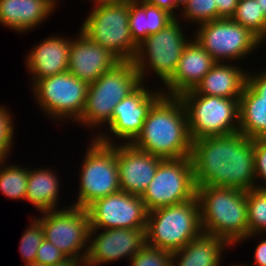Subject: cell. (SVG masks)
Segmentation results:
<instances>
[{"instance_id": "cell-43", "label": "cell", "mask_w": 266, "mask_h": 266, "mask_svg": "<svg viewBox=\"0 0 266 266\" xmlns=\"http://www.w3.org/2000/svg\"><path fill=\"white\" fill-rule=\"evenodd\" d=\"M258 4L260 8L264 11V15L266 18V0H258Z\"/></svg>"}, {"instance_id": "cell-42", "label": "cell", "mask_w": 266, "mask_h": 266, "mask_svg": "<svg viewBox=\"0 0 266 266\" xmlns=\"http://www.w3.org/2000/svg\"><path fill=\"white\" fill-rule=\"evenodd\" d=\"M190 0H176V9H180V12L186 7Z\"/></svg>"}, {"instance_id": "cell-28", "label": "cell", "mask_w": 266, "mask_h": 266, "mask_svg": "<svg viewBox=\"0 0 266 266\" xmlns=\"http://www.w3.org/2000/svg\"><path fill=\"white\" fill-rule=\"evenodd\" d=\"M246 195L248 236L241 242L255 236L265 235L266 232V189L253 188L246 191Z\"/></svg>"}, {"instance_id": "cell-21", "label": "cell", "mask_w": 266, "mask_h": 266, "mask_svg": "<svg viewBox=\"0 0 266 266\" xmlns=\"http://www.w3.org/2000/svg\"><path fill=\"white\" fill-rule=\"evenodd\" d=\"M56 2L57 0H0V24L17 33L33 31L54 12L58 6Z\"/></svg>"}, {"instance_id": "cell-22", "label": "cell", "mask_w": 266, "mask_h": 266, "mask_svg": "<svg viewBox=\"0 0 266 266\" xmlns=\"http://www.w3.org/2000/svg\"><path fill=\"white\" fill-rule=\"evenodd\" d=\"M230 62H216L194 91L203 96L240 99L247 82V70Z\"/></svg>"}, {"instance_id": "cell-1", "label": "cell", "mask_w": 266, "mask_h": 266, "mask_svg": "<svg viewBox=\"0 0 266 266\" xmlns=\"http://www.w3.org/2000/svg\"><path fill=\"white\" fill-rule=\"evenodd\" d=\"M189 157L196 187L256 188L253 139L240 132L196 139Z\"/></svg>"}, {"instance_id": "cell-37", "label": "cell", "mask_w": 266, "mask_h": 266, "mask_svg": "<svg viewBox=\"0 0 266 266\" xmlns=\"http://www.w3.org/2000/svg\"><path fill=\"white\" fill-rule=\"evenodd\" d=\"M247 83L266 101V69L249 73L247 71Z\"/></svg>"}, {"instance_id": "cell-44", "label": "cell", "mask_w": 266, "mask_h": 266, "mask_svg": "<svg viewBox=\"0 0 266 266\" xmlns=\"http://www.w3.org/2000/svg\"><path fill=\"white\" fill-rule=\"evenodd\" d=\"M23 266H43V265L37 262H30V263H25Z\"/></svg>"}, {"instance_id": "cell-12", "label": "cell", "mask_w": 266, "mask_h": 266, "mask_svg": "<svg viewBox=\"0 0 266 266\" xmlns=\"http://www.w3.org/2000/svg\"><path fill=\"white\" fill-rule=\"evenodd\" d=\"M198 29V30H197ZM194 39L216 62H237L263 43L255 34L231 18H220L198 25ZM225 60V61H224Z\"/></svg>"}, {"instance_id": "cell-46", "label": "cell", "mask_w": 266, "mask_h": 266, "mask_svg": "<svg viewBox=\"0 0 266 266\" xmlns=\"http://www.w3.org/2000/svg\"><path fill=\"white\" fill-rule=\"evenodd\" d=\"M232 266H248V264H245V265H243V264H241V265H240V264L237 265V264H236V265H232Z\"/></svg>"}, {"instance_id": "cell-18", "label": "cell", "mask_w": 266, "mask_h": 266, "mask_svg": "<svg viewBox=\"0 0 266 266\" xmlns=\"http://www.w3.org/2000/svg\"><path fill=\"white\" fill-rule=\"evenodd\" d=\"M68 59V71L88 84L95 82L102 74L120 62L108 49L90 41L80 31L71 40Z\"/></svg>"}, {"instance_id": "cell-7", "label": "cell", "mask_w": 266, "mask_h": 266, "mask_svg": "<svg viewBox=\"0 0 266 266\" xmlns=\"http://www.w3.org/2000/svg\"><path fill=\"white\" fill-rule=\"evenodd\" d=\"M181 18H174L159 32L148 36L138 45L133 63L141 82L152 71L165 85L174 75L178 61L188 42L193 38L185 37ZM181 22V23H180ZM184 34V35H183Z\"/></svg>"}, {"instance_id": "cell-26", "label": "cell", "mask_w": 266, "mask_h": 266, "mask_svg": "<svg viewBox=\"0 0 266 266\" xmlns=\"http://www.w3.org/2000/svg\"><path fill=\"white\" fill-rule=\"evenodd\" d=\"M5 161L7 160H0V191L10 199L25 200L28 168H22L14 163L7 165Z\"/></svg>"}, {"instance_id": "cell-32", "label": "cell", "mask_w": 266, "mask_h": 266, "mask_svg": "<svg viewBox=\"0 0 266 266\" xmlns=\"http://www.w3.org/2000/svg\"><path fill=\"white\" fill-rule=\"evenodd\" d=\"M173 253L145 244L129 261V266H172Z\"/></svg>"}, {"instance_id": "cell-23", "label": "cell", "mask_w": 266, "mask_h": 266, "mask_svg": "<svg viewBox=\"0 0 266 266\" xmlns=\"http://www.w3.org/2000/svg\"><path fill=\"white\" fill-rule=\"evenodd\" d=\"M226 247L224 239L202 233L173 253L172 266H220Z\"/></svg>"}, {"instance_id": "cell-20", "label": "cell", "mask_w": 266, "mask_h": 266, "mask_svg": "<svg viewBox=\"0 0 266 266\" xmlns=\"http://www.w3.org/2000/svg\"><path fill=\"white\" fill-rule=\"evenodd\" d=\"M71 38L48 36L26 56V69L32 75L33 86L38 80L68 71Z\"/></svg>"}, {"instance_id": "cell-8", "label": "cell", "mask_w": 266, "mask_h": 266, "mask_svg": "<svg viewBox=\"0 0 266 266\" xmlns=\"http://www.w3.org/2000/svg\"><path fill=\"white\" fill-rule=\"evenodd\" d=\"M186 110L192 141L239 132V100L203 96L194 90L179 96Z\"/></svg>"}, {"instance_id": "cell-5", "label": "cell", "mask_w": 266, "mask_h": 266, "mask_svg": "<svg viewBox=\"0 0 266 266\" xmlns=\"http://www.w3.org/2000/svg\"><path fill=\"white\" fill-rule=\"evenodd\" d=\"M203 233L200 206L195 195L185 202L148 212L146 244L176 252Z\"/></svg>"}, {"instance_id": "cell-38", "label": "cell", "mask_w": 266, "mask_h": 266, "mask_svg": "<svg viewBox=\"0 0 266 266\" xmlns=\"http://www.w3.org/2000/svg\"><path fill=\"white\" fill-rule=\"evenodd\" d=\"M216 4L218 19L231 18L236 11L238 0H214Z\"/></svg>"}, {"instance_id": "cell-34", "label": "cell", "mask_w": 266, "mask_h": 266, "mask_svg": "<svg viewBox=\"0 0 266 266\" xmlns=\"http://www.w3.org/2000/svg\"><path fill=\"white\" fill-rule=\"evenodd\" d=\"M253 154L256 188L266 189V138L253 139ZM259 179L261 180L260 184L257 182Z\"/></svg>"}, {"instance_id": "cell-40", "label": "cell", "mask_w": 266, "mask_h": 266, "mask_svg": "<svg viewBox=\"0 0 266 266\" xmlns=\"http://www.w3.org/2000/svg\"><path fill=\"white\" fill-rule=\"evenodd\" d=\"M253 258L256 264L253 266H266V236L265 239L261 240L256 246ZM248 266H251V264Z\"/></svg>"}, {"instance_id": "cell-27", "label": "cell", "mask_w": 266, "mask_h": 266, "mask_svg": "<svg viewBox=\"0 0 266 266\" xmlns=\"http://www.w3.org/2000/svg\"><path fill=\"white\" fill-rule=\"evenodd\" d=\"M231 19L249 29L262 42L266 41V18L258 0H238L235 14Z\"/></svg>"}, {"instance_id": "cell-16", "label": "cell", "mask_w": 266, "mask_h": 266, "mask_svg": "<svg viewBox=\"0 0 266 266\" xmlns=\"http://www.w3.org/2000/svg\"><path fill=\"white\" fill-rule=\"evenodd\" d=\"M97 233L90 229L89 249L85 266H100L110 262L129 261L145 244V229H105ZM96 235V236H94Z\"/></svg>"}, {"instance_id": "cell-45", "label": "cell", "mask_w": 266, "mask_h": 266, "mask_svg": "<svg viewBox=\"0 0 266 266\" xmlns=\"http://www.w3.org/2000/svg\"><path fill=\"white\" fill-rule=\"evenodd\" d=\"M94 3H100V2H111V1H119V0H92Z\"/></svg>"}, {"instance_id": "cell-15", "label": "cell", "mask_w": 266, "mask_h": 266, "mask_svg": "<svg viewBox=\"0 0 266 266\" xmlns=\"http://www.w3.org/2000/svg\"><path fill=\"white\" fill-rule=\"evenodd\" d=\"M90 229H146L148 210L139 195L118 191L87 208Z\"/></svg>"}, {"instance_id": "cell-11", "label": "cell", "mask_w": 266, "mask_h": 266, "mask_svg": "<svg viewBox=\"0 0 266 266\" xmlns=\"http://www.w3.org/2000/svg\"><path fill=\"white\" fill-rule=\"evenodd\" d=\"M41 214V217H35L43 225L44 238L63 252L68 259L85 262L90 232L87 210L70 205L68 208L50 210Z\"/></svg>"}, {"instance_id": "cell-17", "label": "cell", "mask_w": 266, "mask_h": 266, "mask_svg": "<svg viewBox=\"0 0 266 266\" xmlns=\"http://www.w3.org/2000/svg\"><path fill=\"white\" fill-rule=\"evenodd\" d=\"M116 159L121 191L139 196L147 189L163 160L121 142L120 145L116 143Z\"/></svg>"}, {"instance_id": "cell-19", "label": "cell", "mask_w": 266, "mask_h": 266, "mask_svg": "<svg viewBox=\"0 0 266 266\" xmlns=\"http://www.w3.org/2000/svg\"><path fill=\"white\" fill-rule=\"evenodd\" d=\"M215 63L213 57L196 39H191L178 61L174 75L163 85V95L179 97L187 91L194 90Z\"/></svg>"}, {"instance_id": "cell-9", "label": "cell", "mask_w": 266, "mask_h": 266, "mask_svg": "<svg viewBox=\"0 0 266 266\" xmlns=\"http://www.w3.org/2000/svg\"><path fill=\"white\" fill-rule=\"evenodd\" d=\"M80 168L78 200L72 204L86 209L96 200L121 191L116 143L108 145L92 138Z\"/></svg>"}, {"instance_id": "cell-35", "label": "cell", "mask_w": 266, "mask_h": 266, "mask_svg": "<svg viewBox=\"0 0 266 266\" xmlns=\"http://www.w3.org/2000/svg\"><path fill=\"white\" fill-rule=\"evenodd\" d=\"M145 14L148 22V36L159 32L170 23L174 17L167 11L150 5L145 1Z\"/></svg>"}, {"instance_id": "cell-39", "label": "cell", "mask_w": 266, "mask_h": 266, "mask_svg": "<svg viewBox=\"0 0 266 266\" xmlns=\"http://www.w3.org/2000/svg\"><path fill=\"white\" fill-rule=\"evenodd\" d=\"M150 5L157 6L160 9H163L167 11L169 14H171L174 18L180 17L175 12L176 9V0H145Z\"/></svg>"}, {"instance_id": "cell-33", "label": "cell", "mask_w": 266, "mask_h": 266, "mask_svg": "<svg viewBox=\"0 0 266 266\" xmlns=\"http://www.w3.org/2000/svg\"><path fill=\"white\" fill-rule=\"evenodd\" d=\"M12 113L0 105V160H8L14 138Z\"/></svg>"}, {"instance_id": "cell-2", "label": "cell", "mask_w": 266, "mask_h": 266, "mask_svg": "<svg viewBox=\"0 0 266 266\" xmlns=\"http://www.w3.org/2000/svg\"><path fill=\"white\" fill-rule=\"evenodd\" d=\"M192 142L182 100L162 95L150 108L140 134L131 144L162 159H177L190 156Z\"/></svg>"}, {"instance_id": "cell-3", "label": "cell", "mask_w": 266, "mask_h": 266, "mask_svg": "<svg viewBox=\"0 0 266 266\" xmlns=\"http://www.w3.org/2000/svg\"><path fill=\"white\" fill-rule=\"evenodd\" d=\"M201 226L205 234L235 246L248 236L246 191L233 187H196Z\"/></svg>"}, {"instance_id": "cell-4", "label": "cell", "mask_w": 266, "mask_h": 266, "mask_svg": "<svg viewBox=\"0 0 266 266\" xmlns=\"http://www.w3.org/2000/svg\"><path fill=\"white\" fill-rule=\"evenodd\" d=\"M141 83L133 61H120L88 85L85 107L76 123L91 130L108 126L116 105Z\"/></svg>"}, {"instance_id": "cell-29", "label": "cell", "mask_w": 266, "mask_h": 266, "mask_svg": "<svg viewBox=\"0 0 266 266\" xmlns=\"http://www.w3.org/2000/svg\"><path fill=\"white\" fill-rule=\"evenodd\" d=\"M43 239V225L37 218L33 217L30 226L25 229L21 236L19 245L24 263L35 262L38 248L41 246Z\"/></svg>"}, {"instance_id": "cell-31", "label": "cell", "mask_w": 266, "mask_h": 266, "mask_svg": "<svg viewBox=\"0 0 266 266\" xmlns=\"http://www.w3.org/2000/svg\"><path fill=\"white\" fill-rule=\"evenodd\" d=\"M129 30L138 46L148 37V22L145 14V0H129Z\"/></svg>"}, {"instance_id": "cell-30", "label": "cell", "mask_w": 266, "mask_h": 266, "mask_svg": "<svg viewBox=\"0 0 266 266\" xmlns=\"http://www.w3.org/2000/svg\"><path fill=\"white\" fill-rule=\"evenodd\" d=\"M179 15H182V21H192L193 24L196 22V25L218 19L214 0H190Z\"/></svg>"}, {"instance_id": "cell-24", "label": "cell", "mask_w": 266, "mask_h": 266, "mask_svg": "<svg viewBox=\"0 0 266 266\" xmlns=\"http://www.w3.org/2000/svg\"><path fill=\"white\" fill-rule=\"evenodd\" d=\"M54 170L51 169H29L28 168V185L25 200L40 210L39 212H47L57 210L59 201L58 183L59 177Z\"/></svg>"}, {"instance_id": "cell-25", "label": "cell", "mask_w": 266, "mask_h": 266, "mask_svg": "<svg viewBox=\"0 0 266 266\" xmlns=\"http://www.w3.org/2000/svg\"><path fill=\"white\" fill-rule=\"evenodd\" d=\"M239 132L247 138H266V101L247 82L239 99Z\"/></svg>"}, {"instance_id": "cell-41", "label": "cell", "mask_w": 266, "mask_h": 266, "mask_svg": "<svg viewBox=\"0 0 266 266\" xmlns=\"http://www.w3.org/2000/svg\"><path fill=\"white\" fill-rule=\"evenodd\" d=\"M51 266H85V263L74 260V259H68L67 261L63 263H58V264L51 265Z\"/></svg>"}, {"instance_id": "cell-36", "label": "cell", "mask_w": 266, "mask_h": 266, "mask_svg": "<svg viewBox=\"0 0 266 266\" xmlns=\"http://www.w3.org/2000/svg\"><path fill=\"white\" fill-rule=\"evenodd\" d=\"M67 260L68 258L65 254L45 238L43 239L41 246L38 248L35 258V262L40 263L43 266H51L63 263Z\"/></svg>"}, {"instance_id": "cell-10", "label": "cell", "mask_w": 266, "mask_h": 266, "mask_svg": "<svg viewBox=\"0 0 266 266\" xmlns=\"http://www.w3.org/2000/svg\"><path fill=\"white\" fill-rule=\"evenodd\" d=\"M88 85L67 71L38 80L32 93L39 108L51 119L76 122L85 107Z\"/></svg>"}, {"instance_id": "cell-13", "label": "cell", "mask_w": 266, "mask_h": 266, "mask_svg": "<svg viewBox=\"0 0 266 266\" xmlns=\"http://www.w3.org/2000/svg\"><path fill=\"white\" fill-rule=\"evenodd\" d=\"M196 195L190 157L163 159L140 196L148 212L185 202Z\"/></svg>"}, {"instance_id": "cell-6", "label": "cell", "mask_w": 266, "mask_h": 266, "mask_svg": "<svg viewBox=\"0 0 266 266\" xmlns=\"http://www.w3.org/2000/svg\"><path fill=\"white\" fill-rule=\"evenodd\" d=\"M80 32L90 41L103 46L120 61H133L138 46L129 30V0L93 3Z\"/></svg>"}, {"instance_id": "cell-14", "label": "cell", "mask_w": 266, "mask_h": 266, "mask_svg": "<svg viewBox=\"0 0 266 266\" xmlns=\"http://www.w3.org/2000/svg\"><path fill=\"white\" fill-rule=\"evenodd\" d=\"M162 95L161 88L152 91L151 88L148 89L144 83H141L116 105L112 121L107 126L109 133L113 135L99 130L100 132H97L93 138L108 145H113L117 138L125 139L123 141L125 144H131L140 134L150 108Z\"/></svg>"}]
</instances>
